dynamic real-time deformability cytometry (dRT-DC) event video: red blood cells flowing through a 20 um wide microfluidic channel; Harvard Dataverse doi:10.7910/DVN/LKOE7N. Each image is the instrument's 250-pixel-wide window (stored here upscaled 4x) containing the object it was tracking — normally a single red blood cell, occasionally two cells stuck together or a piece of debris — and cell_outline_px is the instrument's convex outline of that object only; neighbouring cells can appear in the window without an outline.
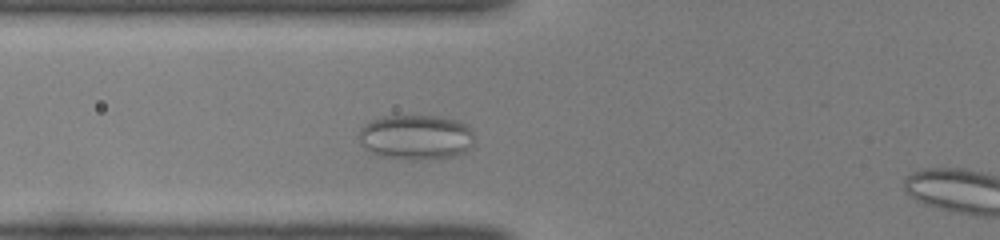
{"species": "common noctule bat (a hibernating species)", "species_latin": "Nyctalus noctula", "temperature_condition": "room temperature", "stored_images_in_passage": 44, "camera_frame_rate_fps": 3000, "um_per_image_px": 0.085, "animal": {"sex": "female", "body_mass_g": 22.0, "forearm_length_mm": 56.7}, "frame": {"image": 1, "passage_image": 10, "time_ms": 3.0, "image_size_px": [1000, 240], "cell_outline_px": [[472, 144], [464, 152], [452, 156], [380, 156], [372, 152], [360, 140], [360, 128], [372, 120], [384, 116], [436, 116], [456, 120], [464, 124], [472, 132]], "centroid_in_image_um": [35.35, 11.59], "position_along_channel_um": 90.4, "area_um2": 28.55}}
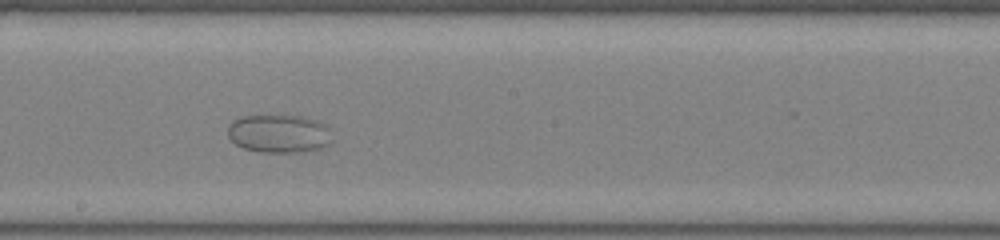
{"frame": {"image": 2, "passage_image": 21, "time_ms": 6.667, "image_size_px": [1000, 240], "cell_outline_px": [[328, 144], [320, 148], [296, 152], [260, 152], [244, 148], [236, 144], [228, 136], [228, 128], [232, 120], [244, 116], [300, 116], [316, 120], [324, 124], [328, 128]], "centroid_in_image_um": [23.65, 11.36], "position_along_channel_um": 224.5, "area_um2": 22.77}}
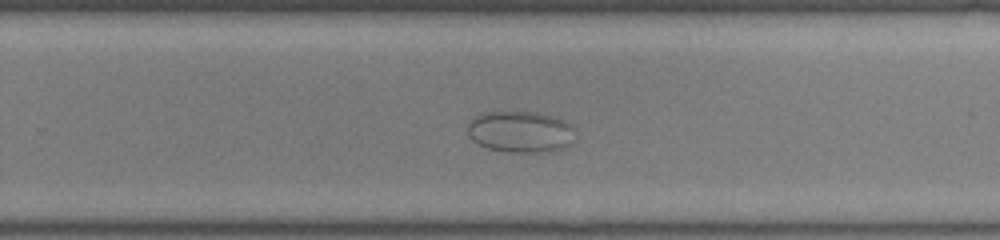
{"frame": {"image": 3, "passage_image": 26, "time_ms": 8.333, "image_size_px": [1000, 240], "cell_outline_px": [[576, 140], [572, 144], [556, 152], [508, 152], [488, 148], [472, 140], [468, 132], [468, 124], [476, 116], [488, 112], [536, 112], [572, 124], [576, 128]], "centroid_in_image_um": [44.33, 11.23], "position_along_channel_um": 285.5, "area_um2": 26.18}}